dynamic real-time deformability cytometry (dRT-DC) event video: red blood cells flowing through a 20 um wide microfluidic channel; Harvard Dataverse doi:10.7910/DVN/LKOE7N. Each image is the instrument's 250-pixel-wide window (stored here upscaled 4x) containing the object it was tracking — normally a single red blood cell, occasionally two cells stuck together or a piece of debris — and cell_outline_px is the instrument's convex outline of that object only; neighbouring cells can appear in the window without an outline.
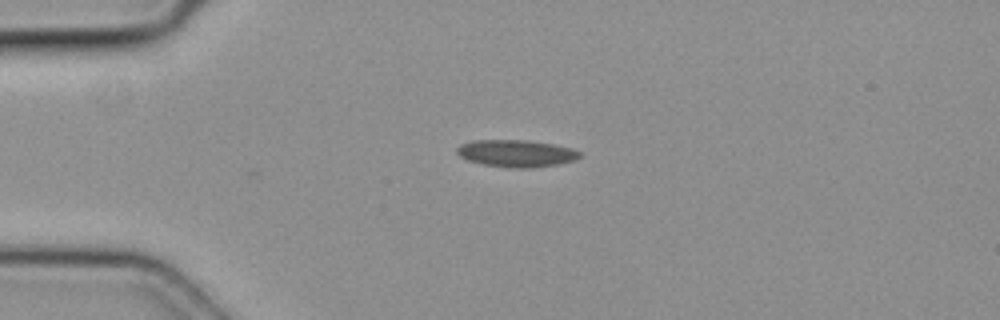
{"species": "common noctule bat (a hibernating species)", "species_latin": "Nyctalus noctula", "temperature_condition": "cold", "stored_images_in_passage": 6, "camera_frame_rate_fps": 3000, "um_per_image_px": 0.085, "animal": {"sex": "female", "body_mass_g": 19.3, "forearm_length_mm": 54.1}, "frame": {"image": 1, "passage_image": 4, "time_ms": 1.0, "image_size_px": [1000, 320], "cell_outline_px": [[580, 156], [576, 160], [556, 164], [528, 168], [508, 168], [484, 164], [468, 160], [460, 156], [456, 152], [456, 148], [460, 144], [472, 140], [528, 140], [552, 144], [572, 148], [580, 152]], "centroid_in_image_um": [43.86, 13.03], "position_along_channel_um": 41.1, "area_um2": 19.36}}
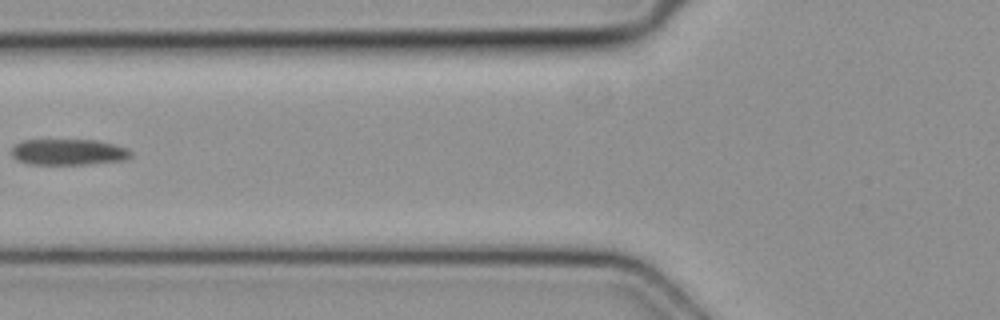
{"frame": {"image": 2, "passage_image": 6, "time_ms": 1.667, "image_size_px": [1000, 320], "cell_outline_px": [[132, 156], [124, 160], [88, 164], [28, 164], [16, 160], [12, 156], [12, 148], [16, 144], [24, 140], [96, 140], [128, 148], [132, 152]], "centroid_in_image_um": [5.82, 12.93], "position_along_channel_um": 120.0, "area_um2": 18.09}}